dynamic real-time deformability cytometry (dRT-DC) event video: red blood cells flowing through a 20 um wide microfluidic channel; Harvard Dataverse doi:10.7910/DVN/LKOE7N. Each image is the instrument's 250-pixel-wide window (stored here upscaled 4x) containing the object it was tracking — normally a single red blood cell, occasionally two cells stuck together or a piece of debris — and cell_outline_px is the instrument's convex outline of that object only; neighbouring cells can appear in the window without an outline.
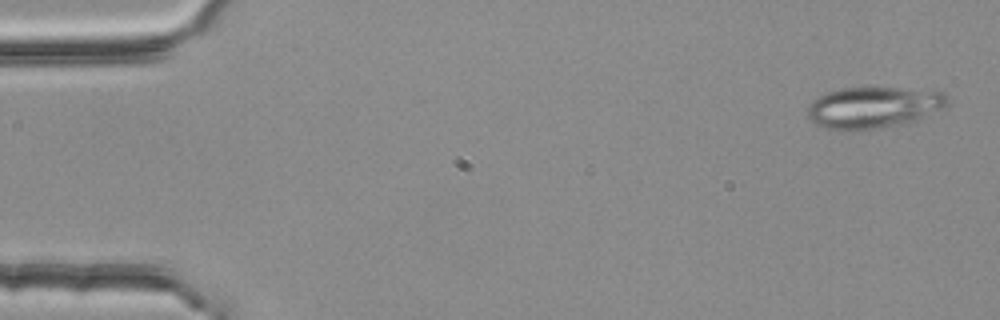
{"species": "common noctule bat (a hibernating species)", "species_latin": "Nyctalus noctula", "temperature_condition": "room temperature", "stored_images_in_passage": 4, "camera_frame_rate_fps": 3000, "um_per_image_px": 0.085, "animal": {"sex": "female", "body_mass_g": 25.1}, "frame": {"image": 1, "passage_image": 1, "time_ms": 0.0, "image_size_px": [1000, 320], "cell_outline_px": [[948, 104], [944, 108], [916, 120], [852, 132], [824, 128], [816, 124], [808, 116], [808, 108], [820, 96], [828, 92], [840, 88], [900, 88], [944, 92], [948, 96]], "centroid_in_image_um": [74.26, 9.13], "position_along_channel_um": 10.7, "area_um2": 33.35}}